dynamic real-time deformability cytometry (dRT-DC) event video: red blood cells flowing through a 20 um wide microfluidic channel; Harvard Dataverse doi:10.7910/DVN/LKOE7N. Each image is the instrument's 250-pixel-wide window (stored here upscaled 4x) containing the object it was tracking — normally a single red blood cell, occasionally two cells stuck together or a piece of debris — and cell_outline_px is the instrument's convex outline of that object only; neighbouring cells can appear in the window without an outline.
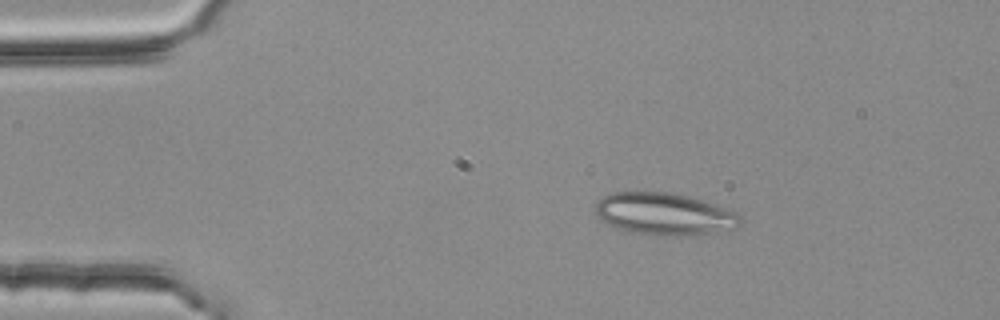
{"species": "common noctule bat (a hibernating species)", "species_latin": "Nyctalus noctula", "temperature_condition": "room temperature", "stored_images_in_passage": 1, "camera_frame_rate_fps": 3000, "um_per_image_px": 0.085, "animal": {"sex": "female", "body_mass_g": 25.1}, "frame": {"image": 1, "passage_image": 1, "time_ms": 0.0, "image_size_px": [1000, 320], "cell_outline_px": [[744, 220], [740, 224], [732, 228], [684, 236], [660, 236], [628, 232], [616, 228], [600, 220], [596, 212], [596, 204], [604, 196], [612, 192], [672, 192], [688, 196], [736, 212]], "centroid_in_image_um": [56.42, 18.19], "position_along_channel_um": 28.6, "area_um2": 35.37}}